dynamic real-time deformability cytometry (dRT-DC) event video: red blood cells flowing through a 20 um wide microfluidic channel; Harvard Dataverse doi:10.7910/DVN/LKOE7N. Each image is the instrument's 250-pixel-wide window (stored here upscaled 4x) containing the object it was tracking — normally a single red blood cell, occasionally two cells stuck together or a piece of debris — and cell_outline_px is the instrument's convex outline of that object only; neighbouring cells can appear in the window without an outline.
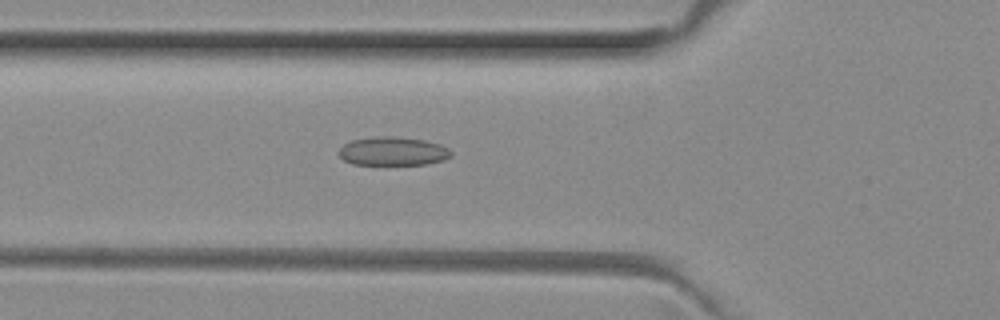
{"species": "common noctule bat (a hibernating species)", "species_latin": "Nyctalus noctula", "temperature_condition": "room temperature", "stored_images_in_passage": 35, "camera_frame_rate_fps": 3000, "um_per_image_px": 0.085, "animal": {"sex": "female", "body_mass_g": 29.2, "forearm_length_mm": 56.3}, "frame": {"image": 1, "passage_image": 2, "time_ms": 0.333, "image_size_px": [1000, 320], "cell_outline_px": [[452, 156], [444, 160], [428, 164], [352, 164], [344, 160], [340, 156], [340, 148], [344, 144], [352, 140], [376, 136], [392, 136], [424, 140], [440, 144], [448, 148], [452, 152]], "centroid_in_image_um": [33.43, 12.85], "position_along_channel_um": 92.4, "area_um2": 18.67}}
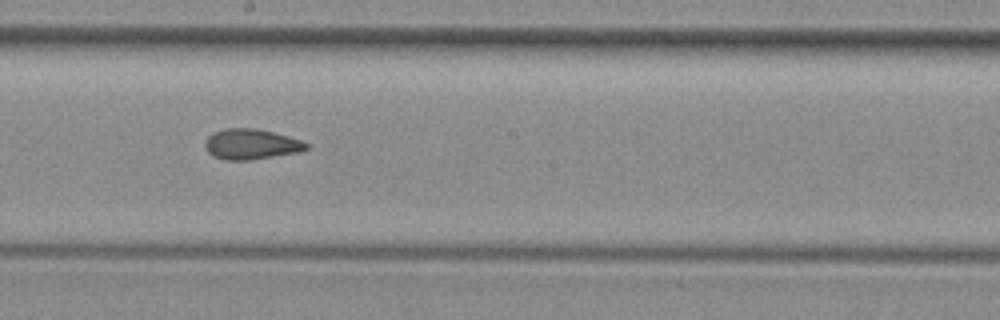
{"frame": {"image": 2, "passage_image": 12, "time_ms": 3.667, "image_size_px": [1000, 320], "cell_outline_px": [[308, 148], [296, 152], [252, 160], [224, 160], [208, 152], [204, 144], [204, 140], [212, 132], [224, 128], [256, 128], [288, 136], [300, 140], [308, 144]], "centroid_in_image_um": [21.29, 12.24], "position_along_channel_um": 226.9, "area_um2": 17.86}}
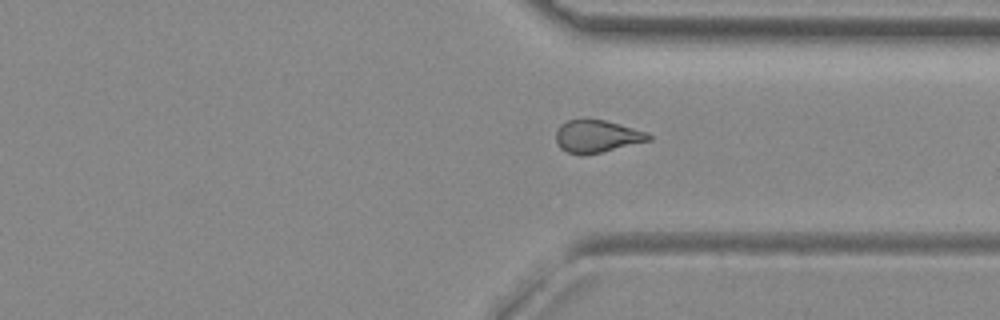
{"frame": {"image": 3, "passage_image": 22, "time_ms": 7.0, "image_size_px": [1000, 320], "cell_outline_px": [[652, 140], [584, 156], [580, 156], [568, 152], [560, 148], [556, 140], [556, 128], [560, 124], [568, 120], [584, 116], [604, 120], [620, 124], [648, 132], [652, 136]], "centroid_in_image_um": [50.71, 11.56], "position_along_channel_um": 360.7, "area_um2": 18.15}}